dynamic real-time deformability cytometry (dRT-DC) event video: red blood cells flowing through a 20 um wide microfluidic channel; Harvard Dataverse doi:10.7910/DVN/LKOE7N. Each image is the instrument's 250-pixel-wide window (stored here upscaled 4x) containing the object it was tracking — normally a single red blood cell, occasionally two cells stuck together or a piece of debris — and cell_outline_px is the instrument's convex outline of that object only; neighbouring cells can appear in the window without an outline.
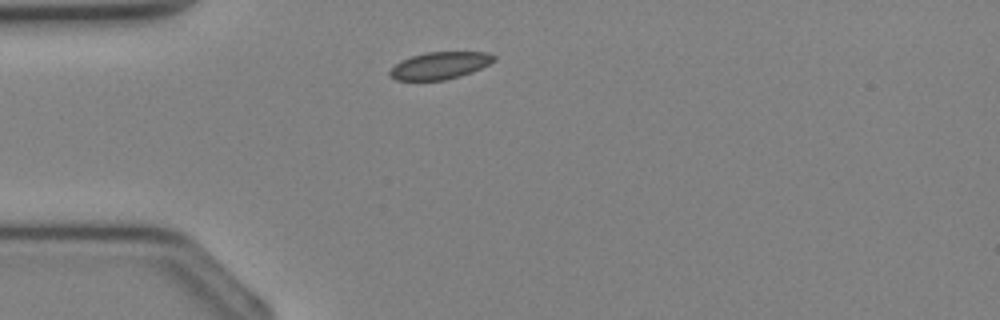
{"species": "Egyptian fruit bat (a non-hibernating species)", "species_latin": "Rousettus aegyptiacus", "temperature_condition": "cold", "stored_images_in_passage": 22, "camera_frame_rate_fps": 3000, "um_per_image_px": 0.085, "animal": {"sex": "female"}, "frame": {"image": 1, "passage_image": 1, "time_ms": 0.0, "image_size_px": [1000, 320], "cell_outline_px": [[496, 60], [472, 72], [460, 76], [444, 80], [396, 80], [388, 76], [388, 72], [400, 60], [412, 56], [428, 52], [488, 52], [496, 56]], "centroid_in_image_um": [37.37, 5.57], "position_along_channel_um": 47.6, "area_um2": 16.47}}
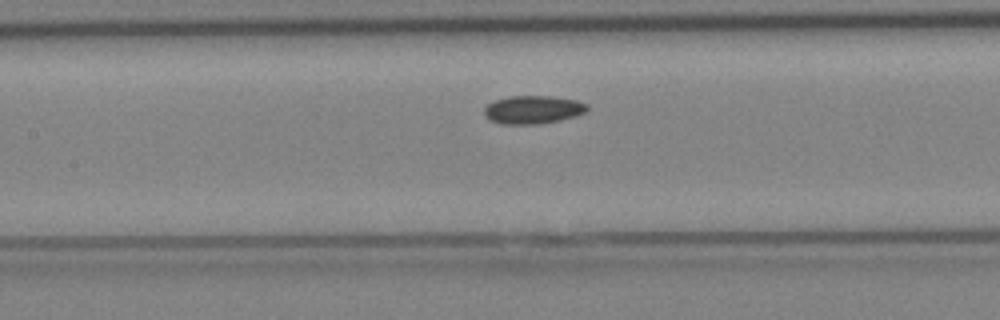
{"frame": {"image": 2, "passage_image": 8, "time_ms": 2.333, "image_size_px": [1000, 320], "cell_outline_px": [[588, 108], [584, 112], [576, 116], [560, 120], [540, 124], [504, 124], [488, 120], [484, 116], [484, 108], [488, 104], [496, 100], [508, 96], [552, 96], [576, 100], [588, 104]], "centroid_in_image_um": [45.29, 9.32], "position_along_channel_um": 162.1, "area_um2": 16.99}}
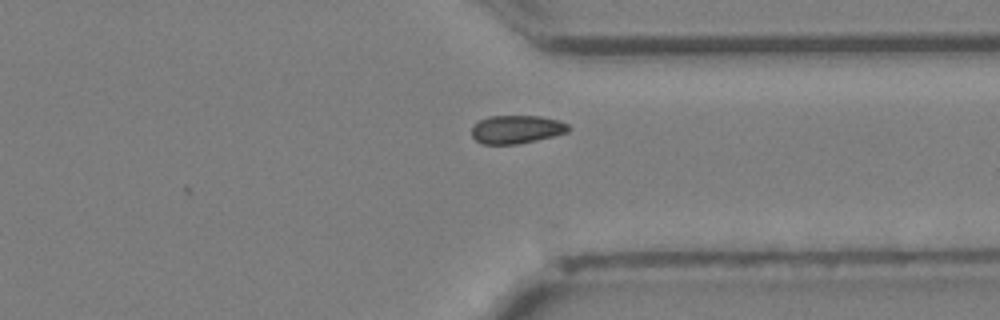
{"frame": {"image": 3, "passage_image": 19, "time_ms": 6.0, "image_size_px": [1000, 320], "cell_outline_px": [[568, 132], [536, 140], [516, 144], [480, 144], [472, 136], [472, 128], [480, 120], [488, 116], [540, 116], [560, 120], [568, 124]], "centroid_in_image_um": [43.9, 10.99], "position_along_channel_um": 367.5, "area_um2": 15.84}}